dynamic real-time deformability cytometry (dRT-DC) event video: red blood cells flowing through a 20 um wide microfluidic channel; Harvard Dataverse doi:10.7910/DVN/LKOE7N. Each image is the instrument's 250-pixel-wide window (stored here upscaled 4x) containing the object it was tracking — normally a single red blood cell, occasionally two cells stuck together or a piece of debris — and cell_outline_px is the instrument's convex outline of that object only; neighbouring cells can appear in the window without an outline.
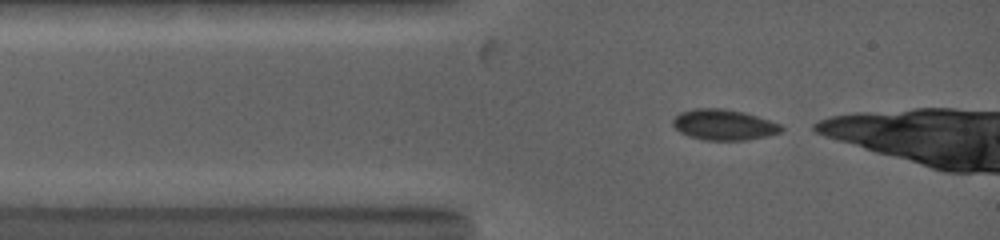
{"species": "common noctule bat (a hibernating species)", "species_latin": "Nyctalus noctula", "temperature_condition": "warm", "stored_images_in_passage": 10, "camera_frame_rate_fps": 5000, "um_per_image_px": 0.085, "animal": {"sex": "female", "body_mass_g": 19.0, "forearm_length_mm": 53.3}, "frame": {"image": 1, "passage_image": 1, "time_ms": 0.0, "image_size_px": [1000, 240], "cell_outline_px": [[784, 128], [780, 132], [768, 136], [744, 140], [704, 140], [688, 136], [680, 132], [672, 124], [672, 120], [680, 112], [692, 108], [720, 108], [744, 112], [780, 124]], "centroid_in_image_um": [61.49, 10.6], "position_along_channel_um": 23.5, "area_um2": 19.36}}